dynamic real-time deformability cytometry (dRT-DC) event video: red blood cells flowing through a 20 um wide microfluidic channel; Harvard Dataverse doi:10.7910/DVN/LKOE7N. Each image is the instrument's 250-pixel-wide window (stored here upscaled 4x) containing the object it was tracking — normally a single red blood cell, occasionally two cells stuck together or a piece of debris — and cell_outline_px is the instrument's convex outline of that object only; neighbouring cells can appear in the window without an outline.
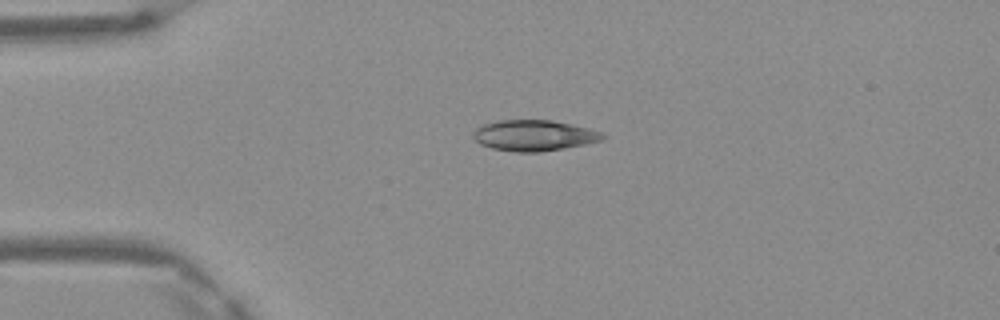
{"species": "Egyptian fruit bat (a non-hibernating species)", "species_latin": "Rousettus aegyptiacus", "temperature_condition": "warm", "stored_images_in_passage": 4, "camera_frame_rate_fps": 3000, "um_per_image_px": 0.085, "frame": {"image": 1, "passage_image": 3, "time_ms": 0.667, "image_size_px": [1000, 320], "cell_outline_px": [[608, 136], [600, 140], [584, 144], [564, 148], [540, 152], [516, 152], [492, 148], [480, 144], [472, 136], [472, 132], [476, 128], [484, 124], [500, 120], [552, 120], [572, 124], [604, 132]], "centroid_in_image_um": [45.4, 11.51], "position_along_channel_um": 39.6, "area_um2": 23.29}}